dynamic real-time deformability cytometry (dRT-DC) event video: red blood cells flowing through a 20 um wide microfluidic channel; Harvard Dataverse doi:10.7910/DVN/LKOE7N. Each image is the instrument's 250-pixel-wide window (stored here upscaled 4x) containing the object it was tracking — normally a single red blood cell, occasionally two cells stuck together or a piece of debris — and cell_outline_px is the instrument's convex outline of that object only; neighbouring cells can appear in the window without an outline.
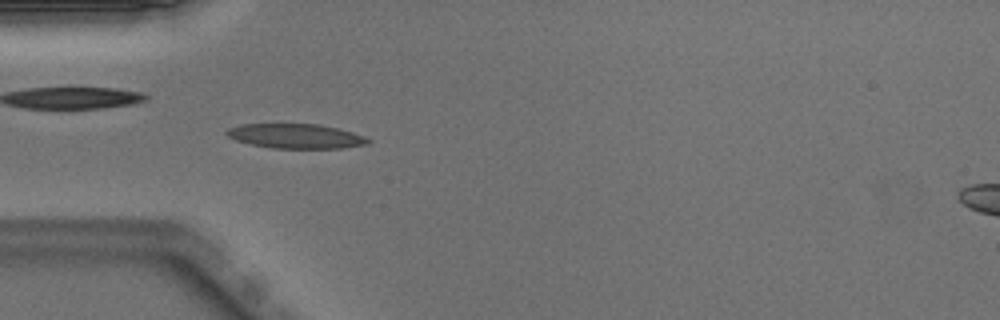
{"species": "Egyptian fruit bat (a non-hibernating species)", "species_latin": "Rousettus aegyptiacus", "temperature_condition": "warm", "stored_images_in_passage": 42, "camera_frame_rate_fps": 3000, "um_per_image_px": 0.085, "animal": {"sex": "male"}, "frame": {"image": 1, "passage_image": 7, "time_ms": 2.0, "image_size_px": [1000, 320], "cell_outline_px": [[372, 140], [368, 144], [340, 148], [272, 148], [252, 144], [236, 140], [228, 136], [224, 132], [228, 128], [240, 124], [316, 124], [336, 128], [352, 132], [364, 136]], "centroid_in_image_um": [25.13, 11.57], "position_along_channel_um": 59.9, "area_um2": 20.11}}
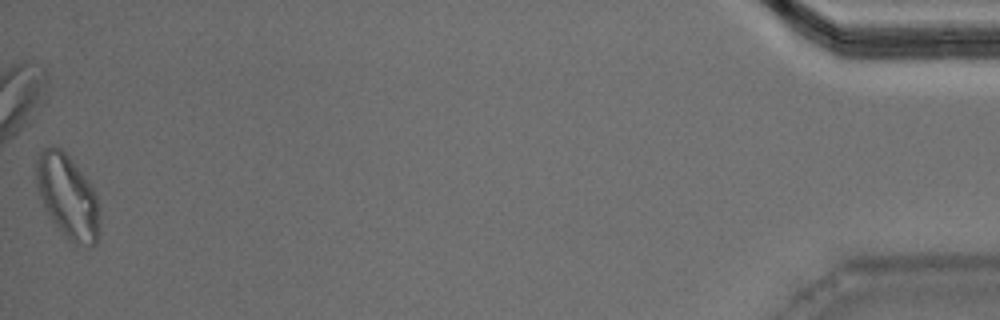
{"frame": {"image": 2, "passage_image": 42, "time_ms": 13.667, "image_size_px": [1000, 320], "cell_outline_px": [[100, 232], [96, 244], [88, 244], [72, 240], [64, 236], [52, 220], [44, 208], [36, 188], [36, 160], [40, 152], [44, 148], [60, 148], [72, 160], [88, 180], [96, 196], [100, 212]], "centroid_in_image_um": [5.75, 16.7], "position_along_channel_um": 429.5, "area_um2": 30.58}, "authors_computed_cell_mechanics": {"area_um2": 20.0277, "velocity_mm_per_s": 3.9902, "shape_relaxation_time_tau1_ms": null, "shape_relaxation_time_tau2_ms": 1.5475, "deformation_change_tau1": null, "deformation_change_tau2": 0.076}}